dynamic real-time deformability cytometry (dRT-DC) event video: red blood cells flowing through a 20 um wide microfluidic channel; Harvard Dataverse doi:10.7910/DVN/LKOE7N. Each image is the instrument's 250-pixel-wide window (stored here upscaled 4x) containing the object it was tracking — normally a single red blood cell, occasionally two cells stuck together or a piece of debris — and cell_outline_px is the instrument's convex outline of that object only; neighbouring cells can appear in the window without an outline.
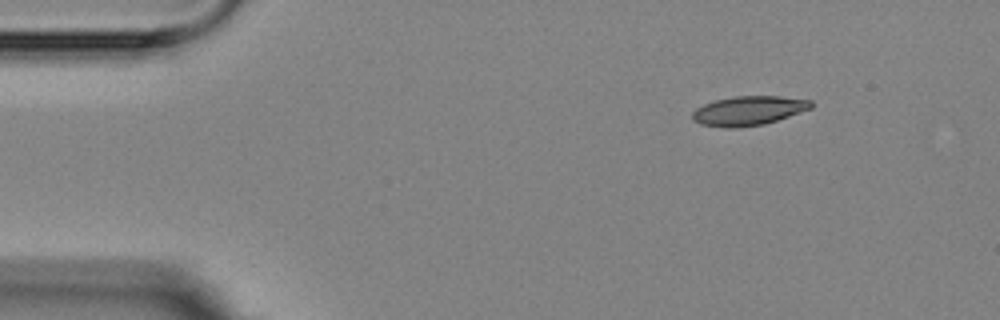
{"species": "Egyptian fruit bat (a non-hibernating species)", "species_latin": "Rousettus aegyptiacus", "temperature_condition": "room temperature", "stored_images_in_passage": 5, "camera_frame_rate_fps": 3000, "um_per_image_px": 0.085, "animal": {"sex": "female"}, "frame": {"image": 1, "passage_image": 1, "time_ms": 0.0, "image_size_px": [1000, 320], "cell_outline_px": [[812, 108], [764, 124], [736, 128], [724, 128], [700, 124], [692, 120], [692, 112], [696, 108], [704, 104], [716, 100], [732, 96], [780, 96], [812, 100]], "centroid_in_image_um": [63.59, 9.41], "position_along_channel_um": 21.4, "area_um2": 20.29}}
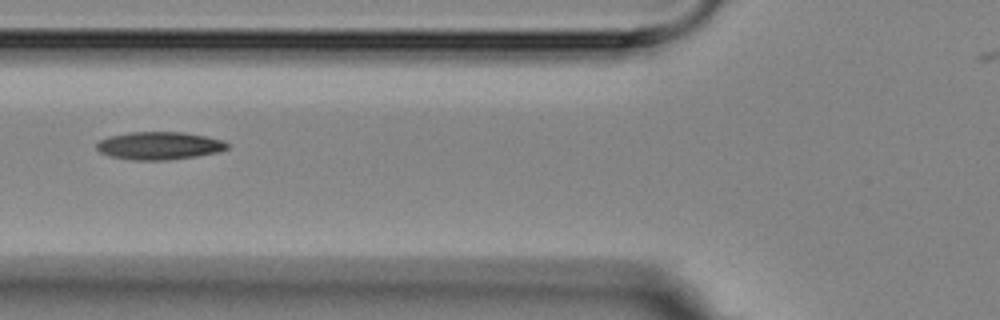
{"frame": {"image": 2, "passage_image": 4, "time_ms": 4.667, "image_size_px": [1000, 320], "cell_outline_px": [[228, 148], [216, 152], [196, 156], [168, 160], [132, 160], [112, 156], [100, 152], [96, 148], [96, 144], [100, 140], [108, 136], [128, 132], [184, 132], [204, 136], [220, 140], [228, 144]], "centroid_in_image_um": [13.49, 12.38], "position_along_channel_um": 112.3, "area_um2": 20.98}}
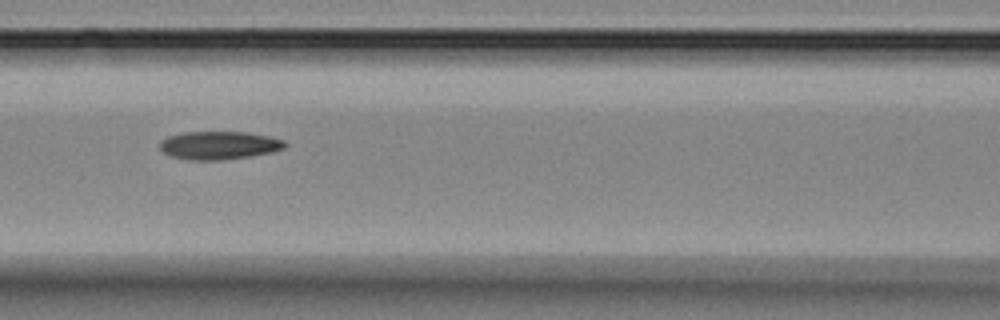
{"frame": {"image": 3, "passage_image": 5, "time_ms": 5.667, "image_size_px": [1000, 320], "cell_outline_px": [[288, 144], [284, 148], [272, 152], [248, 156], [220, 160], [188, 160], [172, 156], [164, 152], [160, 148], [160, 140], [168, 136], [184, 132], [248, 132], [268, 136], [284, 140]], "centroid_in_image_um": [18.62, 12.34], "position_along_channel_um": 148.0, "area_um2": 20.46}}